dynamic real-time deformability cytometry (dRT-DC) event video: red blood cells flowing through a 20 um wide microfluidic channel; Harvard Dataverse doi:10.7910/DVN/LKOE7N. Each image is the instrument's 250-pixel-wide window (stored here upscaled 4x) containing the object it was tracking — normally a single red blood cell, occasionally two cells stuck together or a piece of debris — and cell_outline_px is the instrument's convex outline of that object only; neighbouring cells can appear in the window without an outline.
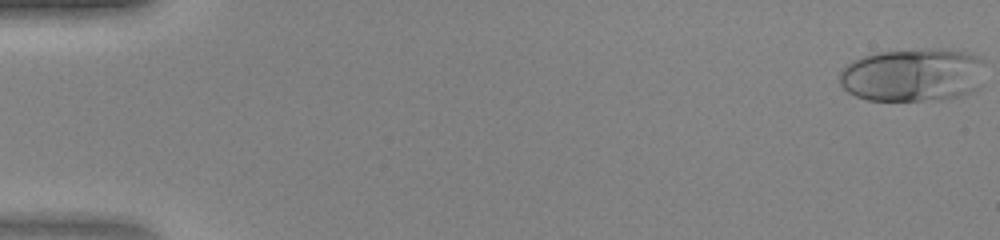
{"species": "human", "species_latin": "Homo sapiens", "temperature_condition": "warm", "stored_images_in_passage": 47, "camera_frame_rate_fps": 3000, "um_per_image_px": 0.085, "donor": {"sex": "female"}, "frame": {"image": 1, "passage_image": 1, "time_ms": 0.0, "image_size_px": [1000, 240], "cell_outline_px": [[984, 60], [976, 88], [972, 92], [960, 96], [944, 100], [868, 100], [856, 96], [848, 92], [840, 84], [840, 72], [852, 60], [876, 52], [924, 48], [932, 48], [964, 52], [980, 56]], "centroid_in_image_um": [77.56, 6.36], "position_along_channel_um": 7.4, "area_um2": 45.26}}
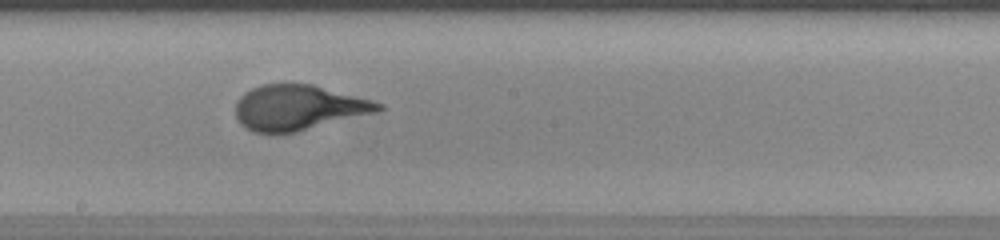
{"frame": {"image": 2, "passage_image": 27, "time_ms": 8.667, "image_size_px": [1000, 240], "cell_outline_px": [[384, 108], [372, 112], [296, 132], [252, 132], [240, 124], [236, 116], [236, 104], [240, 96], [244, 92], [252, 88], [264, 84], [312, 84], [384, 104]], "centroid_in_image_um": [25.29, 9.14], "position_along_channel_um": 222.9, "area_um2": 36.76}}
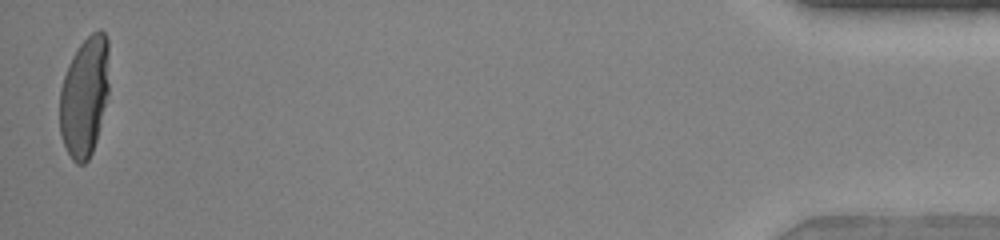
{"frame": {"image": 3, "passage_image": 47, "time_ms": 15.333, "image_size_px": [1000, 240], "cell_outline_px": [[108, 92], [96, 140], [92, 152], [88, 160], [84, 164], [76, 164], [72, 160], [60, 136], [60, 88], [68, 64], [72, 56], [80, 44], [92, 32], [100, 28], [104, 32], [108, 40]], "centroid_in_image_um": [7.17, 8.19], "position_along_channel_um": 428.0, "area_um2": 34.51}}